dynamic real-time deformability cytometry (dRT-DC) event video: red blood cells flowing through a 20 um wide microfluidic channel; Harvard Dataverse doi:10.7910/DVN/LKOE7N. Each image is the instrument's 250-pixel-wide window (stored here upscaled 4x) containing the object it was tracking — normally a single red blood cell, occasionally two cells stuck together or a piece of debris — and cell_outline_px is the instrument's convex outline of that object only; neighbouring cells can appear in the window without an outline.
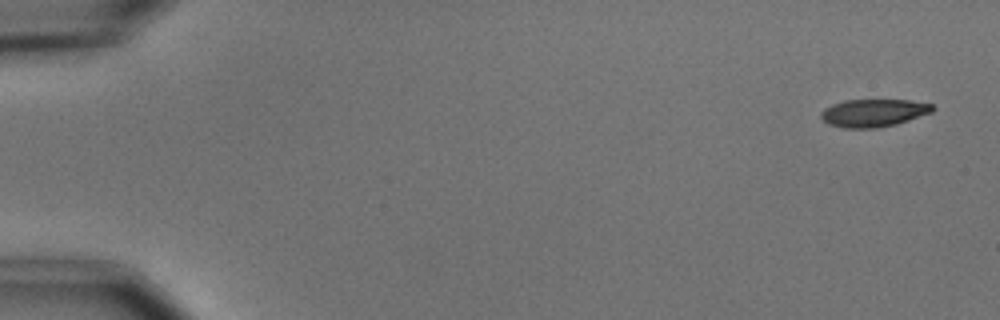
{"species": "common noctule bat (a hibernating species)", "species_latin": "Nyctalus noctula", "temperature_condition": "cold", "stored_images_in_passage": 5, "camera_frame_rate_fps": 3000, "um_per_image_px": 0.085, "animal": {"sex": "male", "body_mass_g": 15.6}, "frame": {"image": 1, "passage_image": 1, "time_ms": 0.0, "image_size_px": [1000, 320], "cell_outline_px": [[936, 108], [932, 112], [896, 124], [876, 128], [844, 128], [828, 124], [820, 116], [820, 112], [824, 108], [832, 104], [844, 100], [908, 100], [932, 104]], "centroid_in_image_um": [74.23, 9.59], "position_along_channel_um": 10.8, "area_um2": 18.03}}
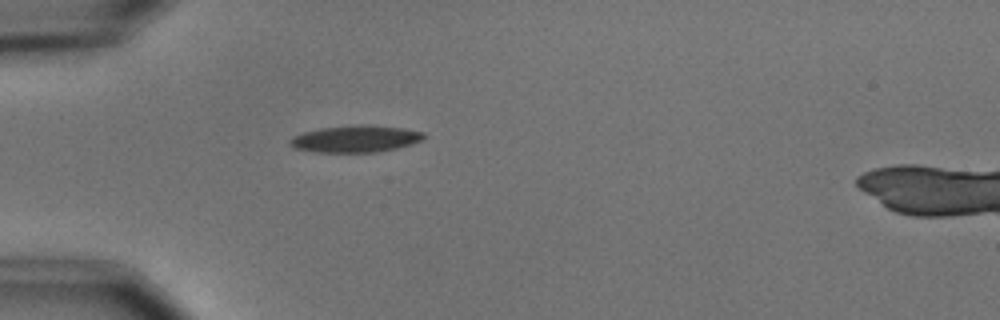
{"frame": {"image": 2, "passage_image": 5, "time_ms": 4.667, "image_size_px": [1000, 320], "cell_outline_px": [[424, 140], [396, 148], [376, 152], [316, 152], [296, 148], [288, 144], [288, 140], [292, 136], [304, 132], [324, 128], [404, 128], [424, 132]], "centroid_in_image_um": [30.18, 11.86], "position_along_channel_um": 54.8, "area_um2": 19.65}}